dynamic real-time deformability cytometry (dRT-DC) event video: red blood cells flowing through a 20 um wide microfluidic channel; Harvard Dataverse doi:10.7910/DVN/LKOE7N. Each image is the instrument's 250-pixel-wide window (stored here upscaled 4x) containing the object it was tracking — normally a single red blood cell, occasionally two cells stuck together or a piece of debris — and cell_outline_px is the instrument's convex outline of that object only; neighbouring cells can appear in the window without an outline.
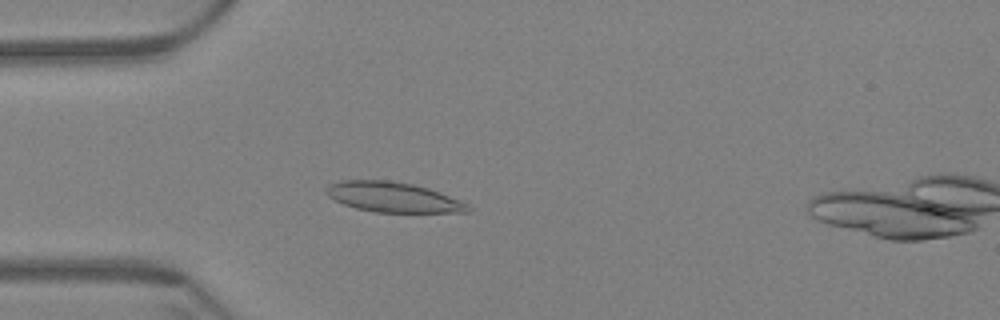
{"species": "Egyptian fruit bat (a non-hibernating species)", "species_latin": "Rousettus aegyptiacus", "temperature_condition": "warm", "stored_images_in_passage": 61, "segment_of_instrument_passage": [1, 2], "camera_frame_rate_fps": 3000, "um_per_image_px": 0.085, "animal": {"sex": "female"}, "frame": {"image": 1, "passage_image": 17, "time_ms": 5.333, "image_size_px": [1000, 320], "cell_outline_px": [[472, 212], [372, 212], [356, 208], [344, 204], [328, 196], [324, 188], [328, 184], [340, 180], [388, 180], [412, 184], [428, 188], [440, 192], [460, 200], [468, 204], [472, 208]], "centroid_in_image_um": [33.41, 16.76], "position_along_channel_um": 51.6, "area_um2": 24.91}}
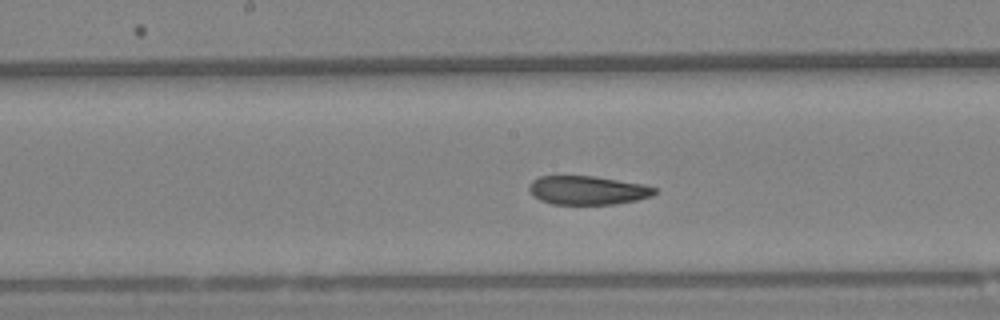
{"frame": {"image": 2, "passage_image": 31, "time_ms": 10.0, "image_size_px": [1000, 320], "cell_outline_px": [[656, 192], [652, 196], [636, 200], [616, 204], [552, 204], [540, 200], [528, 188], [528, 184], [532, 180], [540, 176], [592, 176], [644, 184], [656, 188]], "centroid_in_image_um": [49.95, 16.17], "position_along_channel_um": 198.3, "area_um2": 20.92}}
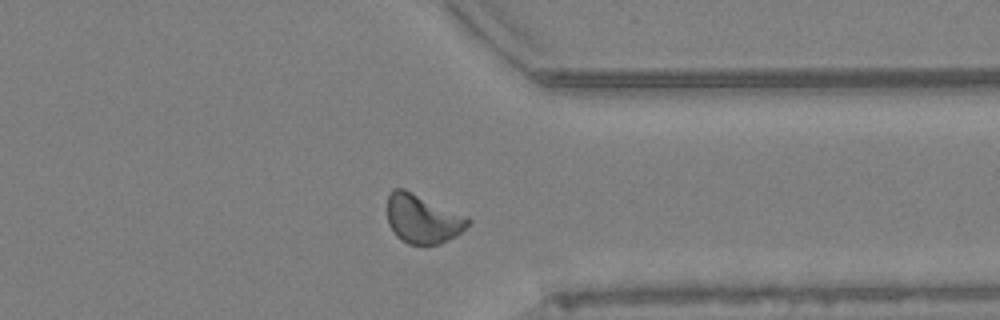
{"frame": {"image": 3, "passage_image": 47, "time_ms": 15.333, "image_size_px": [1000, 320], "cell_outline_px": [[472, 220], [456, 236], [440, 244], [408, 244], [400, 240], [396, 236], [388, 224], [388, 196], [392, 188], [404, 188], [468, 216]], "centroid_in_image_um": [35.91, 18.59], "position_along_channel_um": 375.5, "area_um2": 23.12}}